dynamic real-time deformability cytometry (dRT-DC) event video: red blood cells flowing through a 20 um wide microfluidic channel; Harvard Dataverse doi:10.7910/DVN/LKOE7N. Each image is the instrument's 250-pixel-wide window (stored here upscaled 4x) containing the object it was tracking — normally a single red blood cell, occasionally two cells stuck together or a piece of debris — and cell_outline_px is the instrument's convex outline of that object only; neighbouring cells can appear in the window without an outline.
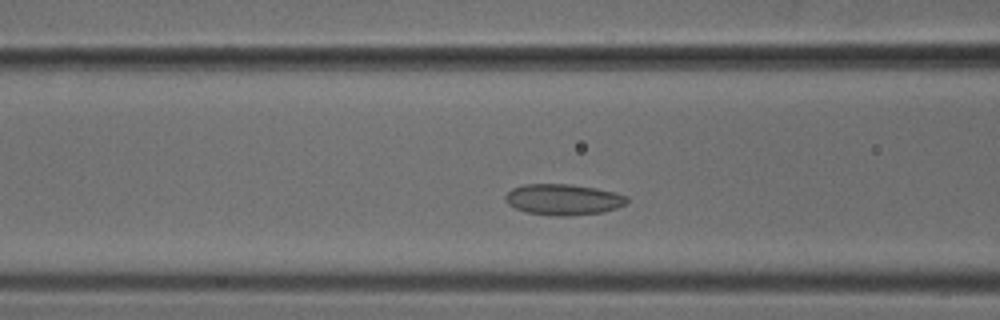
{"species": "common noctule bat (a hibernating species)", "species_latin": "Nyctalus noctula", "temperature_condition": "cold", "stored_images_in_passage": 35, "camera_frame_rate_fps": 3000, "um_per_image_px": 0.085, "animal": {"sex": "male", "body_mass_g": 18.8}, "frame": {"image": 1, "passage_image": 10, "time_ms": 3.0, "image_size_px": [1000, 320], "cell_outline_px": [[628, 200], [624, 204], [616, 208], [604, 212], [568, 216], [560, 216], [528, 212], [516, 208], [508, 204], [504, 200], [504, 196], [512, 188], [524, 184], [568, 184], [596, 188], [628, 196]], "centroid_in_image_um": [47.86, 16.95], "position_along_channel_um": 118.7, "area_um2": 21.79}}
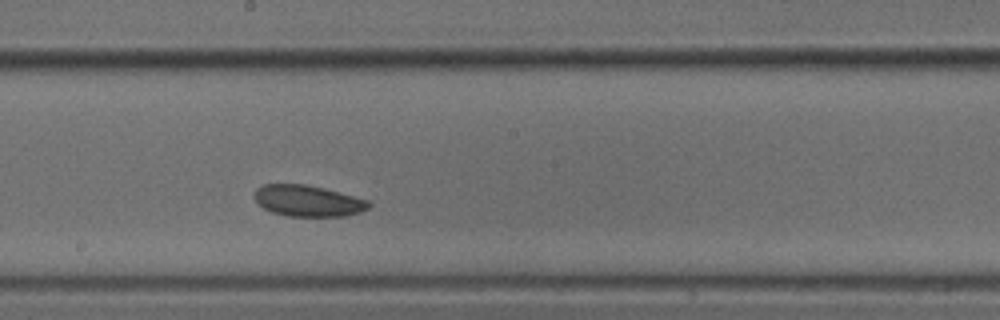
{"frame": {"image": 2, "passage_image": 18, "time_ms": 5.667, "image_size_px": [1000, 320], "cell_outline_px": [[372, 204], [368, 208], [360, 212], [348, 216], [288, 216], [272, 212], [264, 208], [252, 196], [256, 188], [264, 184], [308, 184], [324, 188], [368, 200]], "centroid_in_image_um": [26.17, 17.07], "position_along_channel_um": 222.0, "area_um2": 20.87}}
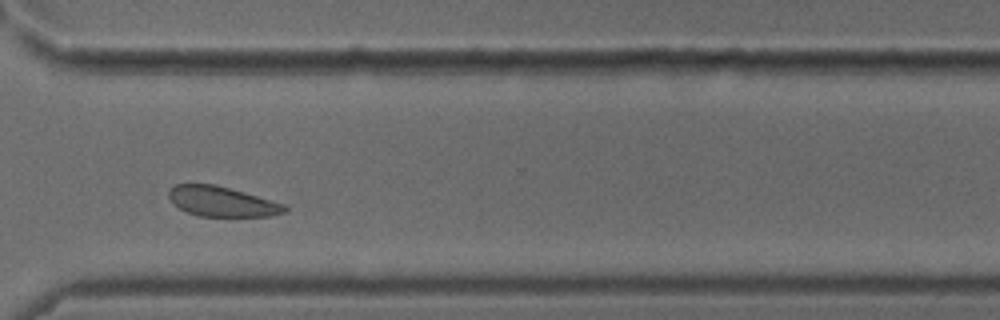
{"frame": {"image": 3, "passage_image": 28, "time_ms": 9.0, "image_size_px": [1000, 320], "cell_outline_px": [[288, 212], [272, 216], [200, 216], [188, 212], [172, 204], [168, 196], [168, 188], [176, 184], [216, 184], [244, 192], [284, 204], [288, 208]], "centroid_in_image_um": [18.85, 17.13], "position_along_channel_um": 351.7, "area_um2": 20.35}}